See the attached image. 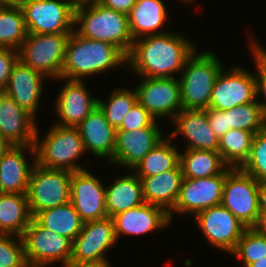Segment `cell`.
<instances>
[{
  "instance_id": "484cf974",
  "label": "cell",
  "mask_w": 266,
  "mask_h": 267,
  "mask_svg": "<svg viewBox=\"0 0 266 267\" xmlns=\"http://www.w3.org/2000/svg\"><path fill=\"white\" fill-rule=\"evenodd\" d=\"M166 9L163 0H137L127 15L133 40L166 33L158 31L168 18Z\"/></svg>"
},
{
  "instance_id": "ba28073f",
  "label": "cell",
  "mask_w": 266,
  "mask_h": 267,
  "mask_svg": "<svg viewBox=\"0 0 266 267\" xmlns=\"http://www.w3.org/2000/svg\"><path fill=\"white\" fill-rule=\"evenodd\" d=\"M28 267H45L60 262L70 264L73 241L42 227L34 218L21 236Z\"/></svg>"
},
{
  "instance_id": "ab89813d",
  "label": "cell",
  "mask_w": 266,
  "mask_h": 267,
  "mask_svg": "<svg viewBox=\"0 0 266 267\" xmlns=\"http://www.w3.org/2000/svg\"><path fill=\"white\" fill-rule=\"evenodd\" d=\"M251 49L257 69V73L255 75L256 96H260L262 93L265 98V102L258 101V103L261 107L264 119L266 120V57L253 44L251 45Z\"/></svg>"
},
{
  "instance_id": "7bdbcfd3",
  "label": "cell",
  "mask_w": 266,
  "mask_h": 267,
  "mask_svg": "<svg viewBox=\"0 0 266 267\" xmlns=\"http://www.w3.org/2000/svg\"><path fill=\"white\" fill-rule=\"evenodd\" d=\"M137 0H104L101 4L116 12L128 15Z\"/></svg>"
},
{
  "instance_id": "4fadbf2b",
  "label": "cell",
  "mask_w": 266,
  "mask_h": 267,
  "mask_svg": "<svg viewBox=\"0 0 266 267\" xmlns=\"http://www.w3.org/2000/svg\"><path fill=\"white\" fill-rule=\"evenodd\" d=\"M117 243L113 218L85 222L73 240L70 264L101 262L107 260V250Z\"/></svg>"
},
{
  "instance_id": "f546056e",
  "label": "cell",
  "mask_w": 266,
  "mask_h": 267,
  "mask_svg": "<svg viewBox=\"0 0 266 267\" xmlns=\"http://www.w3.org/2000/svg\"><path fill=\"white\" fill-rule=\"evenodd\" d=\"M33 218L42 227L72 241L81 232L85 223L70 202L38 212Z\"/></svg>"
},
{
  "instance_id": "d6986e66",
  "label": "cell",
  "mask_w": 266,
  "mask_h": 267,
  "mask_svg": "<svg viewBox=\"0 0 266 267\" xmlns=\"http://www.w3.org/2000/svg\"><path fill=\"white\" fill-rule=\"evenodd\" d=\"M55 102V110L63 127H77L97 106V98L81 80H66Z\"/></svg>"
},
{
  "instance_id": "4316f807",
  "label": "cell",
  "mask_w": 266,
  "mask_h": 267,
  "mask_svg": "<svg viewBox=\"0 0 266 267\" xmlns=\"http://www.w3.org/2000/svg\"><path fill=\"white\" fill-rule=\"evenodd\" d=\"M144 203L142 183L135 173L118 177L109 187L105 188V207L107 216L111 218Z\"/></svg>"
},
{
  "instance_id": "30bf717a",
  "label": "cell",
  "mask_w": 266,
  "mask_h": 267,
  "mask_svg": "<svg viewBox=\"0 0 266 267\" xmlns=\"http://www.w3.org/2000/svg\"><path fill=\"white\" fill-rule=\"evenodd\" d=\"M28 33L56 34L74 30L75 8L66 0H23Z\"/></svg>"
},
{
  "instance_id": "8fae6325",
  "label": "cell",
  "mask_w": 266,
  "mask_h": 267,
  "mask_svg": "<svg viewBox=\"0 0 266 267\" xmlns=\"http://www.w3.org/2000/svg\"><path fill=\"white\" fill-rule=\"evenodd\" d=\"M224 68L217 76L208 108L224 111L254 102L257 99L255 73L240 66L229 70Z\"/></svg>"
},
{
  "instance_id": "5b68a950",
  "label": "cell",
  "mask_w": 266,
  "mask_h": 267,
  "mask_svg": "<svg viewBox=\"0 0 266 267\" xmlns=\"http://www.w3.org/2000/svg\"><path fill=\"white\" fill-rule=\"evenodd\" d=\"M35 139V163L49 169L71 172L86 170L76 163L86 150L77 127H63L56 123L50 127L42 140Z\"/></svg>"
},
{
  "instance_id": "277c9868",
  "label": "cell",
  "mask_w": 266,
  "mask_h": 267,
  "mask_svg": "<svg viewBox=\"0 0 266 267\" xmlns=\"http://www.w3.org/2000/svg\"><path fill=\"white\" fill-rule=\"evenodd\" d=\"M213 52L196 51L188 58L179 79L184 110L207 109L217 76L224 65ZM223 65V66H222Z\"/></svg>"
},
{
  "instance_id": "cb8c5ba5",
  "label": "cell",
  "mask_w": 266,
  "mask_h": 267,
  "mask_svg": "<svg viewBox=\"0 0 266 267\" xmlns=\"http://www.w3.org/2000/svg\"><path fill=\"white\" fill-rule=\"evenodd\" d=\"M86 152L94 156L113 159L116 130L105 118L101 109L96 106L93 111L77 126Z\"/></svg>"
},
{
  "instance_id": "7c38bea8",
  "label": "cell",
  "mask_w": 266,
  "mask_h": 267,
  "mask_svg": "<svg viewBox=\"0 0 266 267\" xmlns=\"http://www.w3.org/2000/svg\"><path fill=\"white\" fill-rule=\"evenodd\" d=\"M137 101L155 118L174 117L182 110L180 82L175 77H142Z\"/></svg>"
},
{
  "instance_id": "8992f818",
  "label": "cell",
  "mask_w": 266,
  "mask_h": 267,
  "mask_svg": "<svg viewBox=\"0 0 266 267\" xmlns=\"http://www.w3.org/2000/svg\"><path fill=\"white\" fill-rule=\"evenodd\" d=\"M70 34L28 33L18 50L19 60L46 78L60 80Z\"/></svg>"
},
{
  "instance_id": "d4e9b609",
  "label": "cell",
  "mask_w": 266,
  "mask_h": 267,
  "mask_svg": "<svg viewBox=\"0 0 266 267\" xmlns=\"http://www.w3.org/2000/svg\"><path fill=\"white\" fill-rule=\"evenodd\" d=\"M142 183L143 198L149 203L163 208L168 214L173 210L179 194L183 174L181 166L159 175L139 178Z\"/></svg>"
},
{
  "instance_id": "681fc988",
  "label": "cell",
  "mask_w": 266,
  "mask_h": 267,
  "mask_svg": "<svg viewBox=\"0 0 266 267\" xmlns=\"http://www.w3.org/2000/svg\"><path fill=\"white\" fill-rule=\"evenodd\" d=\"M23 0H0V6H20Z\"/></svg>"
},
{
  "instance_id": "4dcf8cb0",
  "label": "cell",
  "mask_w": 266,
  "mask_h": 267,
  "mask_svg": "<svg viewBox=\"0 0 266 267\" xmlns=\"http://www.w3.org/2000/svg\"><path fill=\"white\" fill-rule=\"evenodd\" d=\"M170 141V136L164 138L132 169L139 178L159 175L179 166L181 152Z\"/></svg>"
},
{
  "instance_id": "7a4b0ae2",
  "label": "cell",
  "mask_w": 266,
  "mask_h": 267,
  "mask_svg": "<svg viewBox=\"0 0 266 267\" xmlns=\"http://www.w3.org/2000/svg\"><path fill=\"white\" fill-rule=\"evenodd\" d=\"M127 63V56L115 45L83 38L74 30L66 44L61 79L81 80Z\"/></svg>"
},
{
  "instance_id": "5bb4252c",
  "label": "cell",
  "mask_w": 266,
  "mask_h": 267,
  "mask_svg": "<svg viewBox=\"0 0 266 267\" xmlns=\"http://www.w3.org/2000/svg\"><path fill=\"white\" fill-rule=\"evenodd\" d=\"M226 169L219 175L206 178H183L178 200L169 213L172 221L173 213H191L193 217L207 208L222 202Z\"/></svg>"
},
{
  "instance_id": "8d00e7d4",
  "label": "cell",
  "mask_w": 266,
  "mask_h": 267,
  "mask_svg": "<svg viewBox=\"0 0 266 267\" xmlns=\"http://www.w3.org/2000/svg\"><path fill=\"white\" fill-rule=\"evenodd\" d=\"M240 169L258 182H266V127L254 134L249 157Z\"/></svg>"
},
{
  "instance_id": "74e56055",
  "label": "cell",
  "mask_w": 266,
  "mask_h": 267,
  "mask_svg": "<svg viewBox=\"0 0 266 267\" xmlns=\"http://www.w3.org/2000/svg\"><path fill=\"white\" fill-rule=\"evenodd\" d=\"M0 267H28L21 236L0 234Z\"/></svg>"
},
{
  "instance_id": "9c48e42d",
  "label": "cell",
  "mask_w": 266,
  "mask_h": 267,
  "mask_svg": "<svg viewBox=\"0 0 266 267\" xmlns=\"http://www.w3.org/2000/svg\"><path fill=\"white\" fill-rule=\"evenodd\" d=\"M221 204L246 228H253L260 215L258 181L240 168H226Z\"/></svg>"
},
{
  "instance_id": "60d3db41",
  "label": "cell",
  "mask_w": 266,
  "mask_h": 267,
  "mask_svg": "<svg viewBox=\"0 0 266 267\" xmlns=\"http://www.w3.org/2000/svg\"><path fill=\"white\" fill-rule=\"evenodd\" d=\"M19 60L18 51L11 48H0V89L4 90L8 84L13 66Z\"/></svg>"
},
{
  "instance_id": "e0dca14e",
  "label": "cell",
  "mask_w": 266,
  "mask_h": 267,
  "mask_svg": "<svg viewBox=\"0 0 266 267\" xmlns=\"http://www.w3.org/2000/svg\"><path fill=\"white\" fill-rule=\"evenodd\" d=\"M163 138L157 121L150 127L138 130H116L115 149L110 163L133 169Z\"/></svg>"
},
{
  "instance_id": "bcb514c9",
  "label": "cell",
  "mask_w": 266,
  "mask_h": 267,
  "mask_svg": "<svg viewBox=\"0 0 266 267\" xmlns=\"http://www.w3.org/2000/svg\"><path fill=\"white\" fill-rule=\"evenodd\" d=\"M67 267H112L108 260L101 262H90V263H81V264H69Z\"/></svg>"
},
{
  "instance_id": "7dc6e473",
  "label": "cell",
  "mask_w": 266,
  "mask_h": 267,
  "mask_svg": "<svg viewBox=\"0 0 266 267\" xmlns=\"http://www.w3.org/2000/svg\"><path fill=\"white\" fill-rule=\"evenodd\" d=\"M11 145L0 136V159L3 157L4 153L9 149Z\"/></svg>"
},
{
  "instance_id": "9a60e30c",
  "label": "cell",
  "mask_w": 266,
  "mask_h": 267,
  "mask_svg": "<svg viewBox=\"0 0 266 267\" xmlns=\"http://www.w3.org/2000/svg\"><path fill=\"white\" fill-rule=\"evenodd\" d=\"M211 246L232 253L246 227L222 204L207 208L194 216Z\"/></svg>"
},
{
  "instance_id": "816d5d0a",
  "label": "cell",
  "mask_w": 266,
  "mask_h": 267,
  "mask_svg": "<svg viewBox=\"0 0 266 267\" xmlns=\"http://www.w3.org/2000/svg\"><path fill=\"white\" fill-rule=\"evenodd\" d=\"M257 41H252L251 44H253L265 57H266V49L263 46H260L259 43H256Z\"/></svg>"
},
{
  "instance_id": "7402d4cb",
  "label": "cell",
  "mask_w": 266,
  "mask_h": 267,
  "mask_svg": "<svg viewBox=\"0 0 266 267\" xmlns=\"http://www.w3.org/2000/svg\"><path fill=\"white\" fill-rule=\"evenodd\" d=\"M44 79V75L18 60L13 66L8 84L3 91L19 106L35 116L43 92Z\"/></svg>"
},
{
  "instance_id": "f1b7e54d",
  "label": "cell",
  "mask_w": 266,
  "mask_h": 267,
  "mask_svg": "<svg viewBox=\"0 0 266 267\" xmlns=\"http://www.w3.org/2000/svg\"><path fill=\"white\" fill-rule=\"evenodd\" d=\"M183 153H180L179 164L183 178L212 177L221 174L228 167L218 151L186 149Z\"/></svg>"
},
{
  "instance_id": "d6a6232c",
  "label": "cell",
  "mask_w": 266,
  "mask_h": 267,
  "mask_svg": "<svg viewBox=\"0 0 266 267\" xmlns=\"http://www.w3.org/2000/svg\"><path fill=\"white\" fill-rule=\"evenodd\" d=\"M28 35L20 6H0V48L19 50Z\"/></svg>"
},
{
  "instance_id": "ac0fdd59",
  "label": "cell",
  "mask_w": 266,
  "mask_h": 267,
  "mask_svg": "<svg viewBox=\"0 0 266 267\" xmlns=\"http://www.w3.org/2000/svg\"><path fill=\"white\" fill-rule=\"evenodd\" d=\"M35 118L4 91L0 94V136L13 146H34Z\"/></svg>"
},
{
  "instance_id": "b9f144b4",
  "label": "cell",
  "mask_w": 266,
  "mask_h": 267,
  "mask_svg": "<svg viewBox=\"0 0 266 267\" xmlns=\"http://www.w3.org/2000/svg\"><path fill=\"white\" fill-rule=\"evenodd\" d=\"M207 119L210 124V127L215 132L218 138L222 137L228 130H230V126H228L227 115L221 110L207 108Z\"/></svg>"
},
{
  "instance_id": "603a6c76",
  "label": "cell",
  "mask_w": 266,
  "mask_h": 267,
  "mask_svg": "<svg viewBox=\"0 0 266 267\" xmlns=\"http://www.w3.org/2000/svg\"><path fill=\"white\" fill-rule=\"evenodd\" d=\"M26 149L32 154L33 164L25 158ZM31 151V152H30ZM35 163L34 146H13L0 159V193L26 194L29 177Z\"/></svg>"
},
{
  "instance_id": "52a82bcc",
  "label": "cell",
  "mask_w": 266,
  "mask_h": 267,
  "mask_svg": "<svg viewBox=\"0 0 266 267\" xmlns=\"http://www.w3.org/2000/svg\"><path fill=\"white\" fill-rule=\"evenodd\" d=\"M71 175L69 170L49 169L34 163L26 193L32 217L70 202Z\"/></svg>"
},
{
  "instance_id": "836d02e7",
  "label": "cell",
  "mask_w": 266,
  "mask_h": 267,
  "mask_svg": "<svg viewBox=\"0 0 266 267\" xmlns=\"http://www.w3.org/2000/svg\"><path fill=\"white\" fill-rule=\"evenodd\" d=\"M137 102L135 89H115L112 91L108 102L97 99V106L104 113L105 118L115 129H119L123 119L132 106Z\"/></svg>"
},
{
  "instance_id": "f907efd6",
  "label": "cell",
  "mask_w": 266,
  "mask_h": 267,
  "mask_svg": "<svg viewBox=\"0 0 266 267\" xmlns=\"http://www.w3.org/2000/svg\"><path fill=\"white\" fill-rule=\"evenodd\" d=\"M247 267H266V257L250 263Z\"/></svg>"
},
{
  "instance_id": "ffe728a7",
  "label": "cell",
  "mask_w": 266,
  "mask_h": 267,
  "mask_svg": "<svg viewBox=\"0 0 266 267\" xmlns=\"http://www.w3.org/2000/svg\"><path fill=\"white\" fill-rule=\"evenodd\" d=\"M176 129L169 135L174 139L178 134L186 138V149H204L218 151L219 138L216 136L207 119L205 109H182L173 119Z\"/></svg>"
},
{
  "instance_id": "3957f363",
  "label": "cell",
  "mask_w": 266,
  "mask_h": 267,
  "mask_svg": "<svg viewBox=\"0 0 266 267\" xmlns=\"http://www.w3.org/2000/svg\"><path fill=\"white\" fill-rule=\"evenodd\" d=\"M74 31L83 38L102 40L118 47L126 56L133 38L130 34L128 16L105 7L89 4L75 8ZM77 28V29H76Z\"/></svg>"
},
{
  "instance_id": "f35d334b",
  "label": "cell",
  "mask_w": 266,
  "mask_h": 267,
  "mask_svg": "<svg viewBox=\"0 0 266 267\" xmlns=\"http://www.w3.org/2000/svg\"><path fill=\"white\" fill-rule=\"evenodd\" d=\"M156 119L137 101L123 119L117 130H138L150 127Z\"/></svg>"
},
{
  "instance_id": "d590c367",
  "label": "cell",
  "mask_w": 266,
  "mask_h": 267,
  "mask_svg": "<svg viewBox=\"0 0 266 267\" xmlns=\"http://www.w3.org/2000/svg\"><path fill=\"white\" fill-rule=\"evenodd\" d=\"M231 254L241 259L244 267H247L250 263L266 257V237L254 228H246Z\"/></svg>"
},
{
  "instance_id": "db71d44e",
  "label": "cell",
  "mask_w": 266,
  "mask_h": 267,
  "mask_svg": "<svg viewBox=\"0 0 266 267\" xmlns=\"http://www.w3.org/2000/svg\"><path fill=\"white\" fill-rule=\"evenodd\" d=\"M180 1H182V2H184V3L187 2V3H190V4H191V2H192L191 0H180Z\"/></svg>"
},
{
  "instance_id": "f5cc1de1",
  "label": "cell",
  "mask_w": 266,
  "mask_h": 267,
  "mask_svg": "<svg viewBox=\"0 0 266 267\" xmlns=\"http://www.w3.org/2000/svg\"><path fill=\"white\" fill-rule=\"evenodd\" d=\"M104 0H91V4H101Z\"/></svg>"
},
{
  "instance_id": "ee69618b",
  "label": "cell",
  "mask_w": 266,
  "mask_h": 267,
  "mask_svg": "<svg viewBox=\"0 0 266 267\" xmlns=\"http://www.w3.org/2000/svg\"><path fill=\"white\" fill-rule=\"evenodd\" d=\"M258 202L260 213H266V182H258Z\"/></svg>"
},
{
  "instance_id": "6da1fadb",
  "label": "cell",
  "mask_w": 266,
  "mask_h": 267,
  "mask_svg": "<svg viewBox=\"0 0 266 267\" xmlns=\"http://www.w3.org/2000/svg\"><path fill=\"white\" fill-rule=\"evenodd\" d=\"M193 43L175 32L145 36L133 42L126 64L139 77H174L195 52Z\"/></svg>"
},
{
  "instance_id": "83f0119b",
  "label": "cell",
  "mask_w": 266,
  "mask_h": 267,
  "mask_svg": "<svg viewBox=\"0 0 266 267\" xmlns=\"http://www.w3.org/2000/svg\"><path fill=\"white\" fill-rule=\"evenodd\" d=\"M32 218L26 194L0 193V234L22 236Z\"/></svg>"
},
{
  "instance_id": "2e32d148",
  "label": "cell",
  "mask_w": 266,
  "mask_h": 267,
  "mask_svg": "<svg viewBox=\"0 0 266 267\" xmlns=\"http://www.w3.org/2000/svg\"><path fill=\"white\" fill-rule=\"evenodd\" d=\"M70 203L84 222L107 217L105 186L88 170L72 172Z\"/></svg>"
},
{
  "instance_id": "44dd1931",
  "label": "cell",
  "mask_w": 266,
  "mask_h": 267,
  "mask_svg": "<svg viewBox=\"0 0 266 267\" xmlns=\"http://www.w3.org/2000/svg\"><path fill=\"white\" fill-rule=\"evenodd\" d=\"M112 218L117 241L122 234L142 235L171 224L169 214L163 208L149 203L120 212Z\"/></svg>"
},
{
  "instance_id": "1f68e13d",
  "label": "cell",
  "mask_w": 266,
  "mask_h": 267,
  "mask_svg": "<svg viewBox=\"0 0 266 267\" xmlns=\"http://www.w3.org/2000/svg\"><path fill=\"white\" fill-rule=\"evenodd\" d=\"M254 133L230 129L219 138L218 152L223 161L232 168H240L248 159Z\"/></svg>"
},
{
  "instance_id": "e575fe53",
  "label": "cell",
  "mask_w": 266,
  "mask_h": 267,
  "mask_svg": "<svg viewBox=\"0 0 266 267\" xmlns=\"http://www.w3.org/2000/svg\"><path fill=\"white\" fill-rule=\"evenodd\" d=\"M223 112L227 115L228 126L231 129L246 130L255 134L266 127V120L257 100Z\"/></svg>"
},
{
  "instance_id": "f6af8a7d",
  "label": "cell",
  "mask_w": 266,
  "mask_h": 267,
  "mask_svg": "<svg viewBox=\"0 0 266 267\" xmlns=\"http://www.w3.org/2000/svg\"><path fill=\"white\" fill-rule=\"evenodd\" d=\"M260 235L266 237V213H260L257 223L253 227Z\"/></svg>"
},
{
  "instance_id": "c3c4849f",
  "label": "cell",
  "mask_w": 266,
  "mask_h": 267,
  "mask_svg": "<svg viewBox=\"0 0 266 267\" xmlns=\"http://www.w3.org/2000/svg\"><path fill=\"white\" fill-rule=\"evenodd\" d=\"M66 1L70 3L74 8L91 4V0H66Z\"/></svg>"
}]
</instances>
